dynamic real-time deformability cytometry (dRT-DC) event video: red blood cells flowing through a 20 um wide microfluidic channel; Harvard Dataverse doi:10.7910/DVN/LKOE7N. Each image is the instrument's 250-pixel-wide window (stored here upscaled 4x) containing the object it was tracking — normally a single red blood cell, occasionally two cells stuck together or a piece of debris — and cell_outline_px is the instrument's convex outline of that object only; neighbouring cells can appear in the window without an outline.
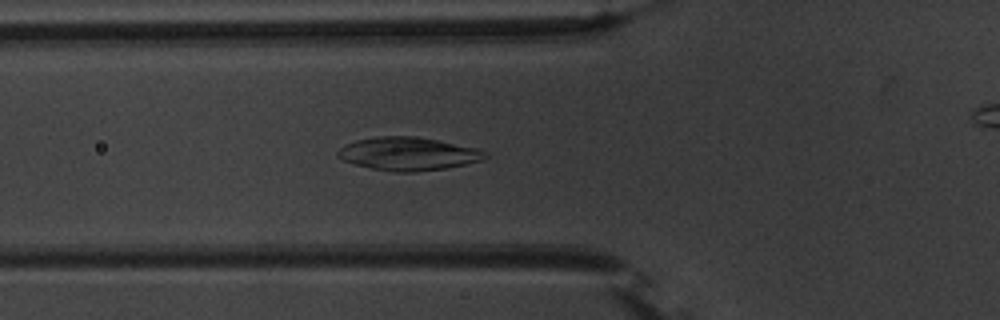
{"species": "common noctule bat (a hibernating species)", "species_latin": "Nyctalus noctula", "temperature_condition": "warm", "stored_images_in_passage": 38, "camera_frame_rate_fps": 3000, "um_per_image_px": 0.085, "animal": {"sex": "male", "body_mass_g": 20.1, "forearm_length_mm": 53.5}, "frame": {"image": 1, "passage_image": 9, "time_ms": 2.667, "image_size_px": [1000, 320], "cell_outline_px": [[488, 156], [484, 160], [444, 168], [416, 172], [392, 172], [372, 168], [356, 164], [344, 160], [336, 156], [336, 152], [344, 144], [356, 140], [380, 136], [416, 136], [476, 148], [488, 152]], "centroid_in_image_um": [34.69, 13.07], "position_along_channel_um": 91.1, "area_um2": 28.38}}
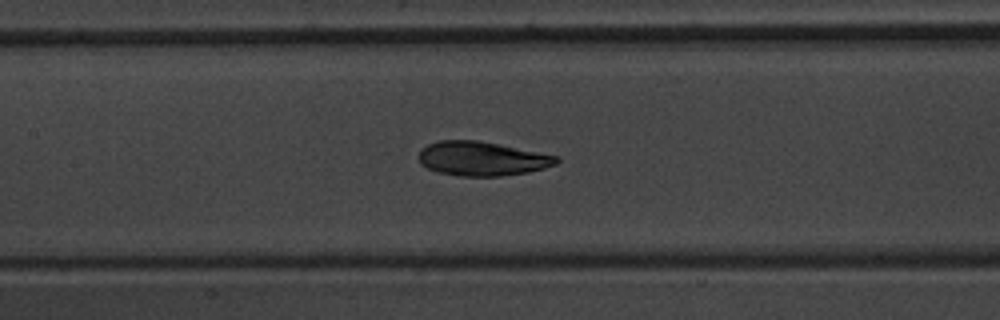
{"frame": {"image": 2, "passage_image": 15, "time_ms": 4.667, "image_size_px": [1000, 320], "cell_outline_px": [[560, 160], [556, 164], [544, 168], [528, 172], [500, 176], [460, 176], [436, 172], [420, 164], [420, 152], [428, 144], [440, 140], [476, 140], [560, 156]], "centroid_in_image_um": [40.99, 13.49], "position_along_channel_um": 166.4, "area_um2": 27.28}}
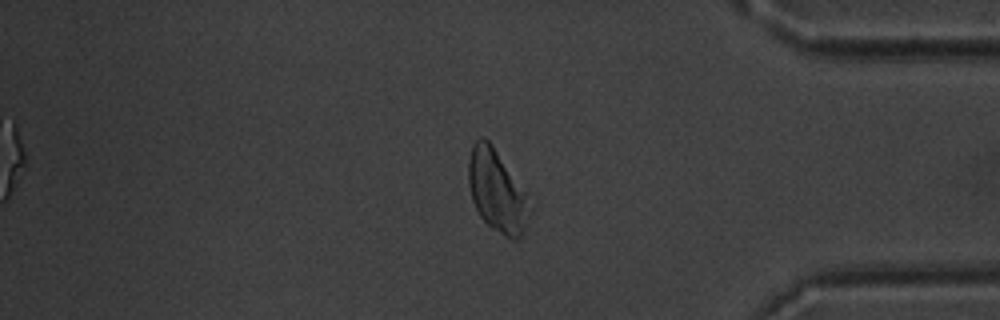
{"frame": {"image": 3, "passage_image": 35, "time_ms": 11.333, "image_size_px": [1000, 320], "cell_outline_px": [[536, 204], [524, 232], [516, 240], [512, 240], [504, 236], [488, 224], [480, 216], [472, 200], [468, 184], [468, 160], [472, 144], [480, 136], [484, 136], [492, 144], [536, 200]], "centroid_in_image_um": [42.35, 16.23], "position_along_channel_um": 392.8, "area_um2": 30.92}}